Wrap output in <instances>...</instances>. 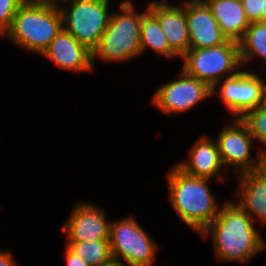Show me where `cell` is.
I'll return each mask as SVG.
<instances>
[{
	"label": "cell",
	"instance_id": "20",
	"mask_svg": "<svg viewBox=\"0 0 266 266\" xmlns=\"http://www.w3.org/2000/svg\"><path fill=\"white\" fill-rule=\"evenodd\" d=\"M65 245L89 266H101L113 259L110 240L66 242Z\"/></svg>",
	"mask_w": 266,
	"mask_h": 266
},
{
	"label": "cell",
	"instance_id": "6",
	"mask_svg": "<svg viewBox=\"0 0 266 266\" xmlns=\"http://www.w3.org/2000/svg\"><path fill=\"white\" fill-rule=\"evenodd\" d=\"M110 3L111 0H65L59 3L63 29L93 51L107 29L112 13Z\"/></svg>",
	"mask_w": 266,
	"mask_h": 266
},
{
	"label": "cell",
	"instance_id": "28",
	"mask_svg": "<svg viewBox=\"0 0 266 266\" xmlns=\"http://www.w3.org/2000/svg\"><path fill=\"white\" fill-rule=\"evenodd\" d=\"M261 22H266V0H262Z\"/></svg>",
	"mask_w": 266,
	"mask_h": 266
},
{
	"label": "cell",
	"instance_id": "14",
	"mask_svg": "<svg viewBox=\"0 0 266 266\" xmlns=\"http://www.w3.org/2000/svg\"><path fill=\"white\" fill-rule=\"evenodd\" d=\"M187 160H182L176 165L186 174L214 179L217 177L223 179L226 172L215 139L203 134L191 145L188 150Z\"/></svg>",
	"mask_w": 266,
	"mask_h": 266
},
{
	"label": "cell",
	"instance_id": "12",
	"mask_svg": "<svg viewBox=\"0 0 266 266\" xmlns=\"http://www.w3.org/2000/svg\"><path fill=\"white\" fill-rule=\"evenodd\" d=\"M148 10L159 20L170 48L181 57L190 49L185 3L170 4L168 0L147 3Z\"/></svg>",
	"mask_w": 266,
	"mask_h": 266
},
{
	"label": "cell",
	"instance_id": "30",
	"mask_svg": "<svg viewBox=\"0 0 266 266\" xmlns=\"http://www.w3.org/2000/svg\"><path fill=\"white\" fill-rule=\"evenodd\" d=\"M264 103L266 104V81H265V94H264Z\"/></svg>",
	"mask_w": 266,
	"mask_h": 266
},
{
	"label": "cell",
	"instance_id": "1",
	"mask_svg": "<svg viewBox=\"0 0 266 266\" xmlns=\"http://www.w3.org/2000/svg\"><path fill=\"white\" fill-rule=\"evenodd\" d=\"M254 225V219L235 201L226 200L217 217L200 235L211 237L215 257L219 261L247 264L266 250V240Z\"/></svg>",
	"mask_w": 266,
	"mask_h": 266
},
{
	"label": "cell",
	"instance_id": "18",
	"mask_svg": "<svg viewBox=\"0 0 266 266\" xmlns=\"http://www.w3.org/2000/svg\"><path fill=\"white\" fill-rule=\"evenodd\" d=\"M141 53L147 49L154 51L163 58L173 59L179 57L169 46L168 39L161 29L159 20L148 10L141 20Z\"/></svg>",
	"mask_w": 266,
	"mask_h": 266
},
{
	"label": "cell",
	"instance_id": "27",
	"mask_svg": "<svg viewBox=\"0 0 266 266\" xmlns=\"http://www.w3.org/2000/svg\"><path fill=\"white\" fill-rule=\"evenodd\" d=\"M28 2H41V3H54V4H59L65 0H25Z\"/></svg>",
	"mask_w": 266,
	"mask_h": 266
},
{
	"label": "cell",
	"instance_id": "22",
	"mask_svg": "<svg viewBox=\"0 0 266 266\" xmlns=\"http://www.w3.org/2000/svg\"><path fill=\"white\" fill-rule=\"evenodd\" d=\"M25 0H0V35L10 30L13 18Z\"/></svg>",
	"mask_w": 266,
	"mask_h": 266
},
{
	"label": "cell",
	"instance_id": "8",
	"mask_svg": "<svg viewBox=\"0 0 266 266\" xmlns=\"http://www.w3.org/2000/svg\"><path fill=\"white\" fill-rule=\"evenodd\" d=\"M215 138L220 157L224 167L233 166V174L257 170L266 164V156L256 150V156H252L251 150L255 139L249 132L247 125L240 118H232Z\"/></svg>",
	"mask_w": 266,
	"mask_h": 266
},
{
	"label": "cell",
	"instance_id": "7",
	"mask_svg": "<svg viewBox=\"0 0 266 266\" xmlns=\"http://www.w3.org/2000/svg\"><path fill=\"white\" fill-rule=\"evenodd\" d=\"M109 240L113 259L128 266H153L159 246L133 216L110 220Z\"/></svg>",
	"mask_w": 266,
	"mask_h": 266
},
{
	"label": "cell",
	"instance_id": "25",
	"mask_svg": "<svg viewBox=\"0 0 266 266\" xmlns=\"http://www.w3.org/2000/svg\"><path fill=\"white\" fill-rule=\"evenodd\" d=\"M11 253L9 250H0V266H19Z\"/></svg>",
	"mask_w": 266,
	"mask_h": 266
},
{
	"label": "cell",
	"instance_id": "17",
	"mask_svg": "<svg viewBox=\"0 0 266 266\" xmlns=\"http://www.w3.org/2000/svg\"><path fill=\"white\" fill-rule=\"evenodd\" d=\"M227 40L239 42L248 26L245 11L238 0H205Z\"/></svg>",
	"mask_w": 266,
	"mask_h": 266
},
{
	"label": "cell",
	"instance_id": "29",
	"mask_svg": "<svg viewBox=\"0 0 266 266\" xmlns=\"http://www.w3.org/2000/svg\"><path fill=\"white\" fill-rule=\"evenodd\" d=\"M205 0H183L181 3H185V2H204Z\"/></svg>",
	"mask_w": 266,
	"mask_h": 266
},
{
	"label": "cell",
	"instance_id": "5",
	"mask_svg": "<svg viewBox=\"0 0 266 266\" xmlns=\"http://www.w3.org/2000/svg\"><path fill=\"white\" fill-rule=\"evenodd\" d=\"M181 67L188 75L213 88L225 77H231L243 69L238 42L225 43L208 48H190L181 57Z\"/></svg>",
	"mask_w": 266,
	"mask_h": 266
},
{
	"label": "cell",
	"instance_id": "4",
	"mask_svg": "<svg viewBox=\"0 0 266 266\" xmlns=\"http://www.w3.org/2000/svg\"><path fill=\"white\" fill-rule=\"evenodd\" d=\"M136 11L132 0L120 2L119 9L112 12L108 26L98 46L92 51V64L95 60L103 62H123L142 55L141 53V20L148 11Z\"/></svg>",
	"mask_w": 266,
	"mask_h": 266
},
{
	"label": "cell",
	"instance_id": "13",
	"mask_svg": "<svg viewBox=\"0 0 266 266\" xmlns=\"http://www.w3.org/2000/svg\"><path fill=\"white\" fill-rule=\"evenodd\" d=\"M61 69L72 72L93 70L92 51L62 29L41 54Z\"/></svg>",
	"mask_w": 266,
	"mask_h": 266
},
{
	"label": "cell",
	"instance_id": "9",
	"mask_svg": "<svg viewBox=\"0 0 266 266\" xmlns=\"http://www.w3.org/2000/svg\"><path fill=\"white\" fill-rule=\"evenodd\" d=\"M217 86H220L219 90ZM215 93H219L218 97L225 108L235 116L232 118H242L247 112L264 104L265 81L258 72L243 68L237 74L218 82L212 88V95Z\"/></svg>",
	"mask_w": 266,
	"mask_h": 266
},
{
	"label": "cell",
	"instance_id": "24",
	"mask_svg": "<svg viewBox=\"0 0 266 266\" xmlns=\"http://www.w3.org/2000/svg\"><path fill=\"white\" fill-rule=\"evenodd\" d=\"M65 249L66 250H65L64 255H65L67 266H89L83 258L77 256L67 246Z\"/></svg>",
	"mask_w": 266,
	"mask_h": 266
},
{
	"label": "cell",
	"instance_id": "15",
	"mask_svg": "<svg viewBox=\"0 0 266 266\" xmlns=\"http://www.w3.org/2000/svg\"><path fill=\"white\" fill-rule=\"evenodd\" d=\"M190 48L216 47L227 41L205 2H185Z\"/></svg>",
	"mask_w": 266,
	"mask_h": 266
},
{
	"label": "cell",
	"instance_id": "11",
	"mask_svg": "<svg viewBox=\"0 0 266 266\" xmlns=\"http://www.w3.org/2000/svg\"><path fill=\"white\" fill-rule=\"evenodd\" d=\"M105 213L93 203L76 201L62 226L65 242L109 240L110 221Z\"/></svg>",
	"mask_w": 266,
	"mask_h": 266
},
{
	"label": "cell",
	"instance_id": "16",
	"mask_svg": "<svg viewBox=\"0 0 266 266\" xmlns=\"http://www.w3.org/2000/svg\"><path fill=\"white\" fill-rule=\"evenodd\" d=\"M238 189L236 202L255 223L266 225V164L257 170L235 176ZM254 217V218H253Z\"/></svg>",
	"mask_w": 266,
	"mask_h": 266
},
{
	"label": "cell",
	"instance_id": "10",
	"mask_svg": "<svg viewBox=\"0 0 266 266\" xmlns=\"http://www.w3.org/2000/svg\"><path fill=\"white\" fill-rule=\"evenodd\" d=\"M178 79L163 83L151 97V103L164 115L188 112L212 96V88L188 75L182 68Z\"/></svg>",
	"mask_w": 266,
	"mask_h": 266
},
{
	"label": "cell",
	"instance_id": "26",
	"mask_svg": "<svg viewBox=\"0 0 266 266\" xmlns=\"http://www.w3.org/2000/svg\"><path fill=\"white\" fill-rule=\"evenodd\" d=\"M101 266H128L120 260L112 259L109 262L102 264Z\"/></svg>",
	"mask_w": 266,
	"mask_h": 266
},
{
	"label": "cell",
	"instance_id": "19",
	"mask_svg": "<svg viewBox=\"0 0 266 266\" xmlns=\"http://www.w3.org/2000/svg\"><path fill=\"white\" fill-rule=\"evenodd\" d=\"M242 67L255 57L266 63V22H252L243 38L238 42Z\"/></svg>",
	"mask_w": 266,
	"mask_h": 266
},
{
	"label": "cell",
	"instance_id": "23",
	"mask_svg": "<svg viewBox=\"0 0 266 266\" xmlns=\"http://www.w3.org/2000/svg\"><path fill=\"white\" fill-rule=\"evenodd\" d=\"M249 23L261 22L262 0H241Z\"/></svg>",
	"mask_w": 266,
	"mask_h": 266
},
{
	"label": "cell",
	"instance_id": "3",
	"mask_svg": "<svg viewBox=\"0 0 266 266\" xmlns=\"http://www.w3.org/2000/svg\"><path fill=\"white\" fill-rule=\"evenodd\" d=\"M62 29L58 4L25 1L4 37L21 49L41 55Z\"/></svg>",
	"mask_w": 266,
	"mask_h": 266
},
{
	"label": "cell",
	"instance_id": "21",
	"mask_svg": "<svg viewBox=\"0 0 266 266\" xmlns=\"http://www.w3.org/2000/svg\"><path fill=\"white\" fill-rule=\"evenodd\" d=\"M240 119L247 125L255 142L259 143L257 150L266 156V104L247 112Z\"/></svg>",
	"mask_w": 266,
	"mask_h": 266
},
{
	"label": "cell",
	"instance_id": "2",
	"mask_svg": "<svg viewBox=\"0 0 266 266\" xmlns=\"http://www.w3.org/2000/svg\"><path fill=\"white\" fill-rule=\"evenodd\" d=\"M212 179L186 174L177 165L167 175L168 201L176 216L200 234L217 217L220 207L209 189Z\"/></svg>",
	"mask_w": 266,
	"mask_h": 266
}]
</instances>
